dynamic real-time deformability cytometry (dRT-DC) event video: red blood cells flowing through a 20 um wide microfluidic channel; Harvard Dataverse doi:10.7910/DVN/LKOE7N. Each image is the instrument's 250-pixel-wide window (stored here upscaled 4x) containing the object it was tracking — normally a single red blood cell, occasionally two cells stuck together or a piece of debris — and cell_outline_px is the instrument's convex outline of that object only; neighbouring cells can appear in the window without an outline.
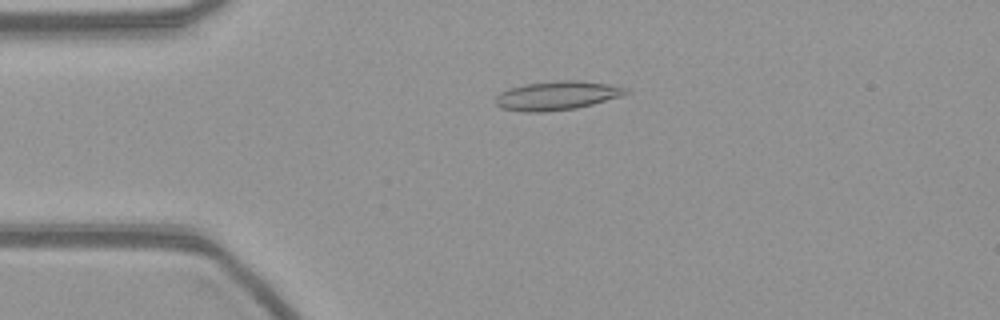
{"species": "common noctule bat (a hibernating species)", "species_latin": "Nyctalus noctula", "temperature_condition": "warm", "stored_images_in_passage": 55, "camera_frame_rate_fps": 3000, "um_per_image_px": 0.085, "animal": {"sex": "female", "body_mass_g": 21.9}, "frame": {"image": 1, "passage_image": 12, "time_ms": 3.667, "image_size_px": [1000, 320], "cell_outline_px": [[628, 92], [620, 96], [592, 104], [576, 108], [544, 112], [524, 112], [500, 108], [496, 104], [496, 96], [500, 92], [524, 84], [556, 80], [580, 80], [608, 84], [628, 88]], "centroid_in_image_um": [47.32, 8.12], "position_along_channel_um": 37.7, "area_um2": 21.85}}
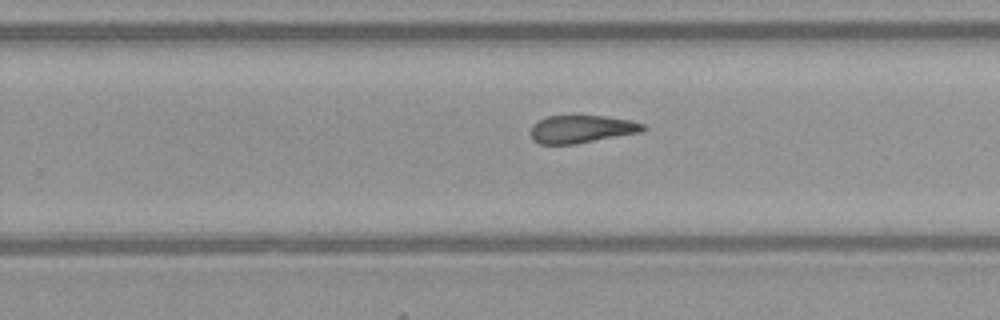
{"frame": {"image": 2, "passage_image": 34, "time_ms": 11.0, "image_size_px": [1000, 320], "cell_outline_px": [[648, 128], [640, 132], [576, 144], [540, 144], [532, 140], [528, 132], [532, 124], [536, 120], [548, 116], [604, 116], [632, 120], [644, 124]], "centroid_in_image_um": [49.38, 10.97], "position_along_channel_um": 280.4, "area_um2": 18.44}}
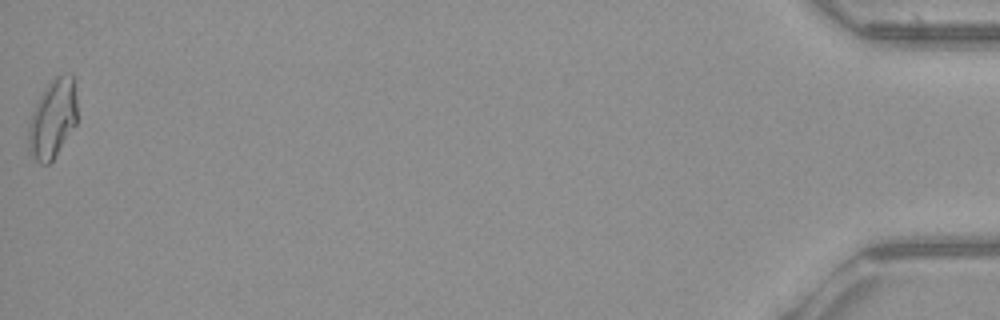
{"frame": {"image": 3, "passage_image": 55, "time_ms": 18.0, "image_size_px": [1000, 320], "cell_outline_px": [[76, 124], [52, 160], [48, 164], [40, 164], [28, 152], [28, 124], [32, 112], [44, 88], [56, 76], [72, 76], [76, 96]], "centroid_in_image_um": [4.44, 10.14], "position_along_channel_um": 430.8, "area_um2": 22.02}}